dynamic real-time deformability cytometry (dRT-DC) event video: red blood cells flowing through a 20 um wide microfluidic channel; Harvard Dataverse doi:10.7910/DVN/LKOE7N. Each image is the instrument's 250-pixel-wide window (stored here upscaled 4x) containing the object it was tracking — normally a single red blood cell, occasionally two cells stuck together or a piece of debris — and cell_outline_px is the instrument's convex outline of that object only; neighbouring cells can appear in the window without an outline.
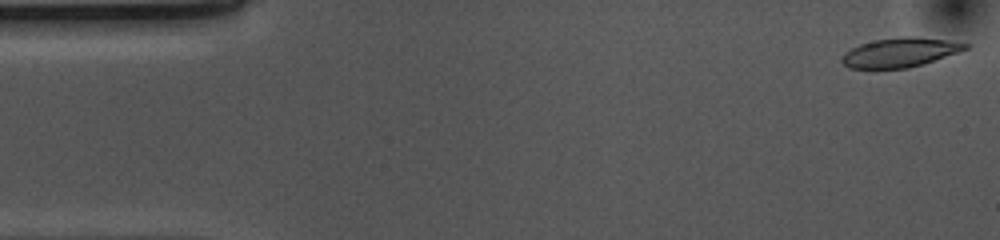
{"species": "common noctule bat (a hibernating species)", "species_latin": "Nyctalus noctula", "temperature_condition": "cold", "stored_images_in_passage": 52, "camera_frame_rate_fps": 3000, "um_per_image_px": 0.085, "animal": {"sex": "female", "body_mass_g": 10.0, "forearm_length_mm": 53.1}, "frame": {"image": 1, "passage_image": 1, "time_ms": 0.0, "image_size_px": [1000, 240], "cell_outline_px": [[972, 44], [968, 48], [924, 64], [908, 68], [848, 68], [840, 60], [840, 56], [844, 52], [860, 44], [876, 40], [904, 36], [912, 36], [944, 40]], "centroid_in_image_um": [76.47, 4.46], "position_along_channel_um": 8.5, "area_um2": 20.92}}
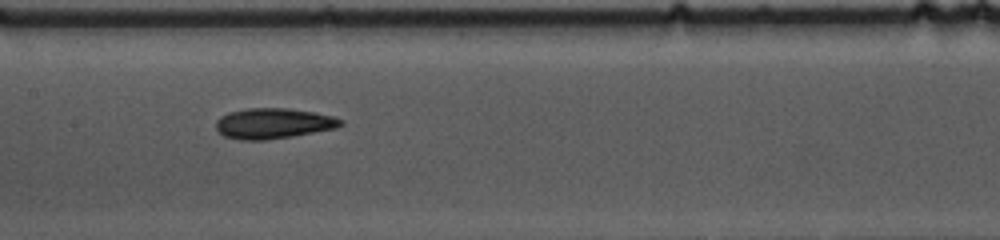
{"frame": {"image": 2, "passage_image": 24, "time_ms": 7.667, "image_size_px": [1000, 240], "cell_outline_px": [[344, 124], [336, 128], [292, 136], [264, 140], [240, 140], [224, 136], [216, 128], [216, 120], [220, 116], [228, 112], [248, 108], [288, 108], [312, 112], [332, 116], [344, 120]], "centroid_in_image_um": [23.22, 10.49], "position_along_channel_um": 184.2, "area_um2": 22.14}}
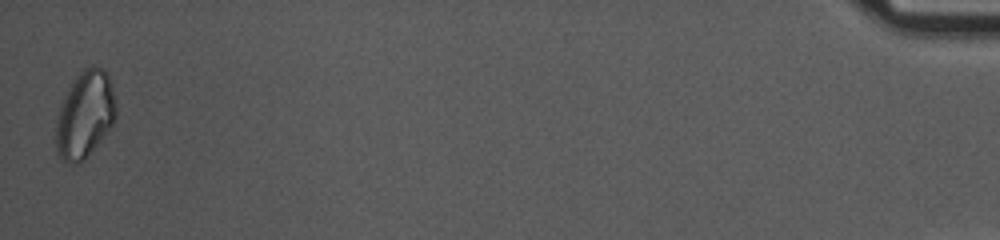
{"frame": {"image": 3, "passage_image": 52, "time_ms": 17.0, "image_size_px": [1000, 240], "cell_outline_px": [[116, 116], [112, 124], [88, 156], [80, 164], [76, 164], [60, 160], [56, 152], [56, 124], [60, 108], [72, 80], [88, 64], [92, 64], [104, 68], [108, 76], [116, 100]], "centroid_in_image_um": [7.22, 9.74], "position_along_channel_um": 428.0, "area_um2": 30.4}, "authors_computed_cell_mechanics": {"area_um2": 21.9351, "velocity_mm_per_s": 3.688, "shape_relaxation_time_tau1_ms": 6.0835, "shape_relaxation_time_tau2_ms": 4.5715, "deformation_change_tau1": 0.1687, "deformation_change_tau2": 0.1095}}